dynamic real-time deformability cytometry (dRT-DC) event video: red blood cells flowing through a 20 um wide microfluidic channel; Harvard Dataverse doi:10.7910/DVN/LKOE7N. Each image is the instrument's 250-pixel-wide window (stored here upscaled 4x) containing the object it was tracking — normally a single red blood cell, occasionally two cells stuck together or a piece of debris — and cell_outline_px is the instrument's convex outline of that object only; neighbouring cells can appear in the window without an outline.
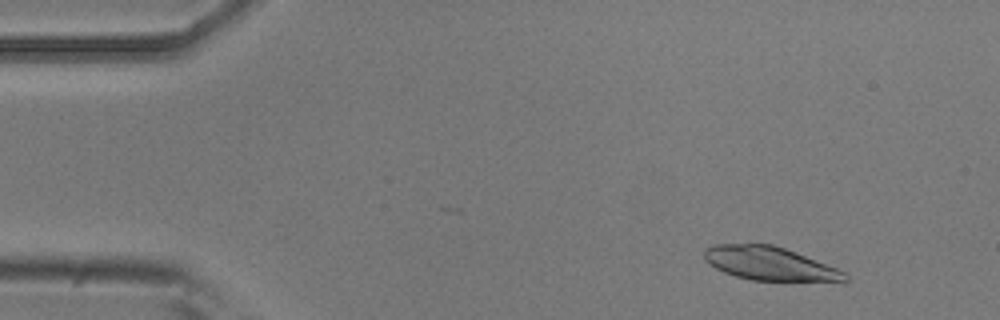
{"species": "common noctule bat (a hibernating species)", "species_latin": "Nyctalus noctula", "temperature_condition": "room temperature", "stored_images_in_passage": 5, "camera_frame_rate_fps": 3000, "um_per_image_px": 0.085, "animal": {"sex": "male", "body_mass_g": 20.5, "forearm_length_mm": 52.5}, "frame": {"image": 1, "passage_image": 1, "time_ms": 0.0, "image_size_px": [1000, 320], "cell_outline_px": [[848, 280], [844, 284], [752, 280], [736, 276], [724, 272], [716, 268], [704, 260], [704, 248], [712, 244], [772, 244], [796, 252], [836, 268], [844, 272], [848, 276]], "centroid_in_image_um": [65.52, 22.45], "position_along_channel_um": 19.5, "area_um2": 28.32}}
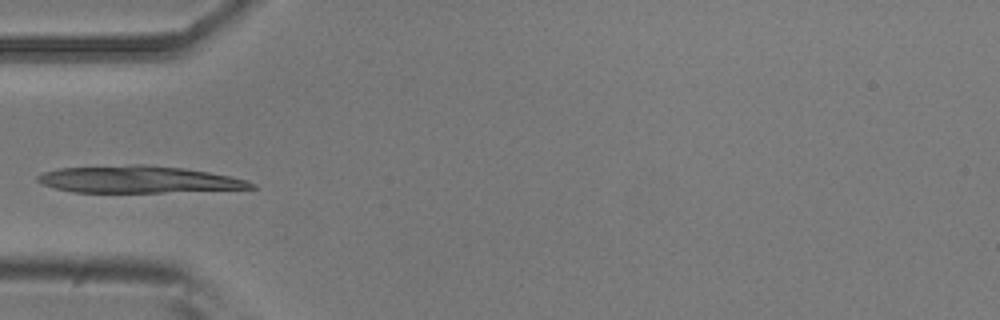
{"frame": {"image": 2, "passage_image": 4, "time_ms": 1.0, "image_size_px": [1000, 320], "cell_outline_px": [[256, 188], [164, 192], [72, 192], [56, 188], [44, 184], [36, 180], [36, 176], [44, 172], [60, 168], [132, 164], [144, 164], [184, 168], [232, 176], [248, 180], [256, 184]], "centroid_in_image_um": [11.79, 15.25], "position_along_channel_um": 73.2, "area_um2": 33.52}}
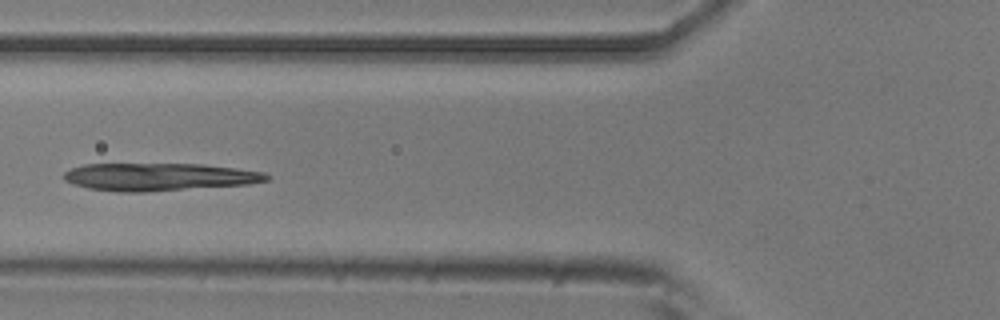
{"frame": {"image": 3, "passage_image": 5, "time_ms": 1.333, "image_size_px": [1000, 320], "cell_outline_px": [[272, 176], [268, 180], [248, 184], [148, 192], [116, 192], [88, 188], [72, 184], [64, 180], [64, 172], [72, 168], [84, 164], [204, 164], [264, 172]], "centroid_in_image_um": [13.51, 15.04], "position_along_channel_um": 112.3, "area_um2": 32.83}}